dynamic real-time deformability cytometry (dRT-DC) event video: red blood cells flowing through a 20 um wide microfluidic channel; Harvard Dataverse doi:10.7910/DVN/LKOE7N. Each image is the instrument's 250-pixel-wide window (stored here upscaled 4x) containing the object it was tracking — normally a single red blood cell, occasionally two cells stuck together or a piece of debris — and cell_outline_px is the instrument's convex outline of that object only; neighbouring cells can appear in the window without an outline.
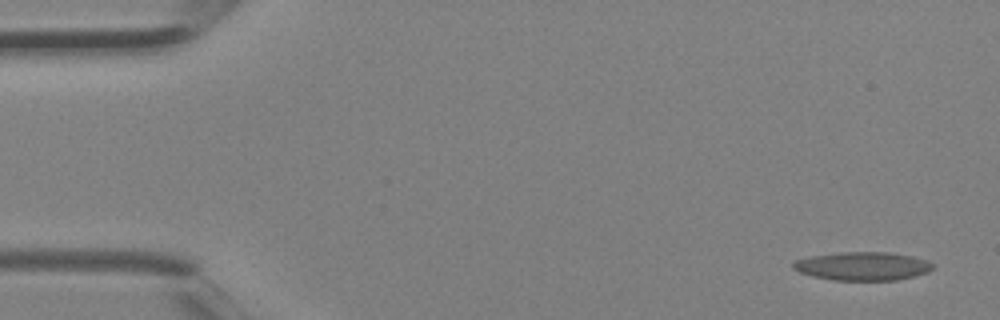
{"species": "Egyptian fruit bat (a non-hibernating species)", "species_latin": "Rousettus aegyptiacus", "temperature_condition": "room temperature", "stored_images_in_passage": 3, "camera_frame_rate_fps": 3000, "um_per_image_px": 0.085, "animal": {"sex": "female"}, "frame": {"image": 1, "passage_image": 1, "time_ms": 0.0, "image_size_px": [1000, 320], "cell_outline_px": [[936, 264], [928, 272], [916, 276], [896, 280], [832, 280], [812, 276], [800, 272], [792, 268], [792, 260], [808, 256], [836, 252], [888, 252], [912, 256]], "centroid_in_image_um": [73.28, 22.61], "position_along_channel_um": 11.7, "area_um2": 23.41}}
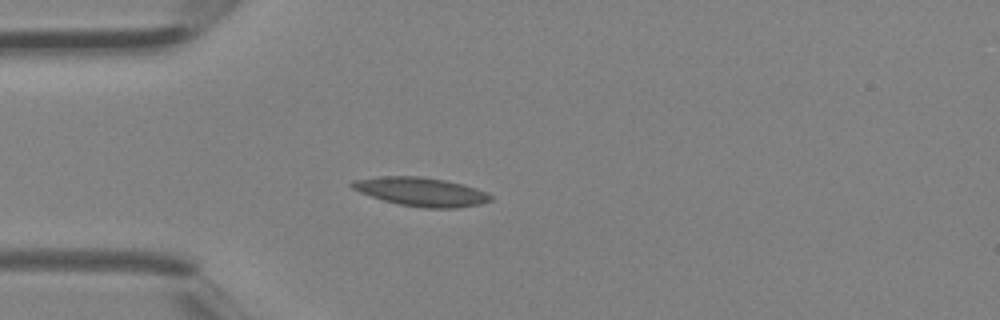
{"frame": {"image": 2, "passage_image": 3, "time_ms": 0.667, "image_size_px": [1000, 320], "cell_outline_px": [[492, 200], [480, 204], [456, 208], [424, 208], [400, 204], [384, 200], [360, 192], [352, 188], [348, 184], [352, 180], [380, 176], [420, 176], [444, 180], [464, 184], [476, 188], [492, 196]], "centroid_in_image_um": [35.78, 16.29], "position_along_channel_um": 49.2, "area_um2": 23.12}}